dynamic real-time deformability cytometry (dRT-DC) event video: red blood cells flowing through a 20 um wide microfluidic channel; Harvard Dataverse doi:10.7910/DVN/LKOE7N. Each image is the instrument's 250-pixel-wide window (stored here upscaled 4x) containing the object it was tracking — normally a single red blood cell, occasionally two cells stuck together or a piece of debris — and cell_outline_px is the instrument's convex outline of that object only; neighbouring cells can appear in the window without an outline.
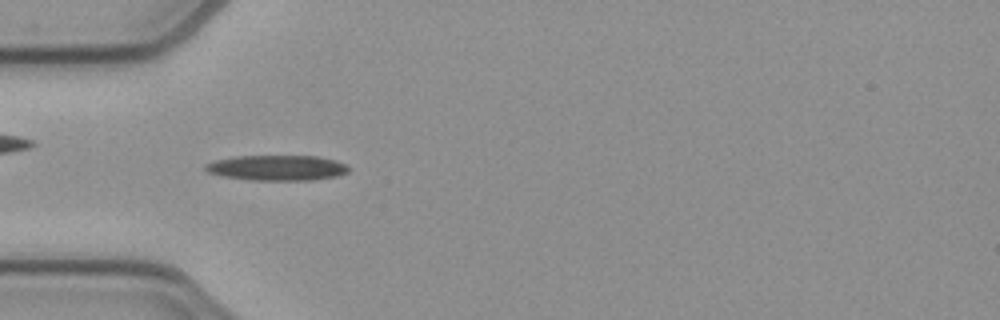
{"species": "common noctule bat (a hibernating species)", "species_latin": "Nyctalus noctula", "temperature_condition": "cold", "stored_images_in_passage": 51, "camera_frame_rate_fps": 3000, "um_per_image_px": 0.085, "animal": {"sex": "female", "body_mass_g": 21.9}, "frame": {"image": 1, "passage_image": 15, "time_ms": 4.667, "image_size_px": [1000, 320], "cell_outline_px": [[348, 172], [336, 176], [312, 180], [252, 180], [220, 176], [208, 172], [204, 168], [204, 164], [216, 160], [232, 156], [316, 156], [336, 160], [348, 164]], "centroid_in_image_um": [23.53, 14.26], "position_along_channel_um": 61.5, "area_um2": 21.27}}
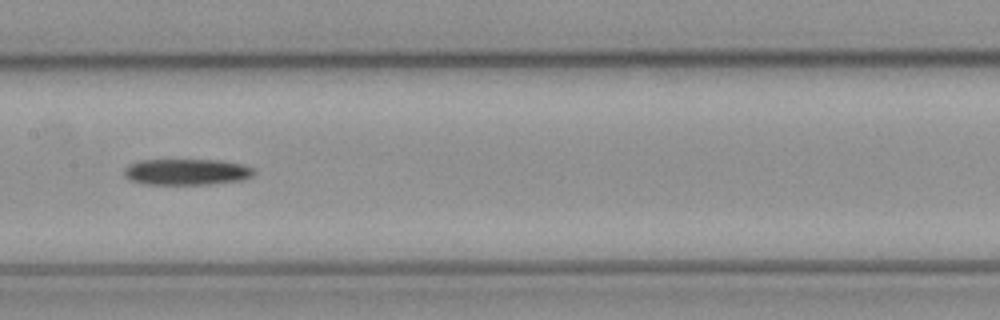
{"frame": {"image": 2, "passage_image": 25, "time_ms": 8.0, "image_size_px": [1000, 320], "cell_outline_px": [[256, 172], [252, 176], [244, 180], [208, 184], [144, 184], [128, 180], [124, 176], [124, 168], [128, 164], [140, 160], [220, 160], [244, 164], [256, 168]], "centroid_in_image_um": [15.88, 14.61], "position_along_channel_um": 191.5, "area_um2": 20.11}}
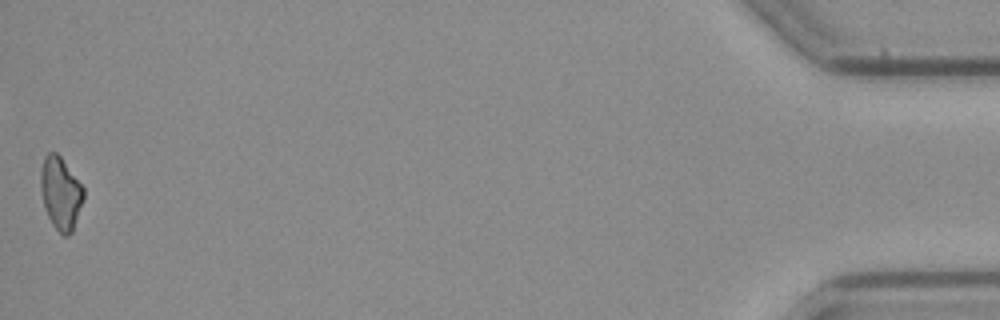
{"frame": {"image": 3, "passage_image": 51, "time_ms": 16.667, "image_size_px": [1000, 320], "cell_outline_px": [[84, 200], [72, 232], [68, 236], [64, 236], [52, 224], [44, 208], [40, 188], [40, 172], [44, 156], [48, 152], [56, 152], [60, 156], [84, 188]], "centroid_in_image_um": [5.15, 16.42], "position_along_channel_um": 430.1, "area_um2": 18.21}, "authors_computed_cell_mechanics": {"area_um2": 19.7098, "velocity_mm_per_s": 3.9127, "shape_relaxation_time_tau1_ms": 7.7932, "shape_relaxation_time_tau2_ms": null, "deformation_change_tau1": 0.1527, "deformation_change_tau2": null}}